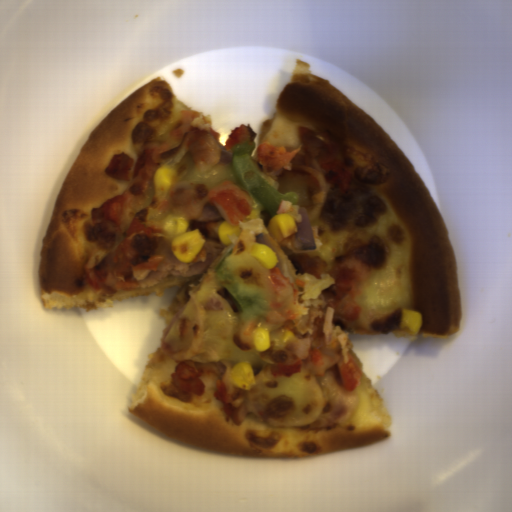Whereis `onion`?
<instances>
[{
  "label": "onion",
  "mask_w": 512,
  "mask_h": 512,
  "mask_svg": "<svg viewBox=\"0 0 512 512\" xmlns=\"http://www.w3.org/2000/svg\"><path fill=\"white\" fill-rule=\"evenodd\" d=\"M302 222L297 223L296 238L302 250L317 249L313 227L306 208L297 209Z\"/></svg>",
  "instance_id": "1"
},
{
  "label": "onion",
  "mask_w": 512,
  "mask_h": 512,
  "mask_svg": "<svg viewBox=\"0 0 512 512\" xmlns=\"http://www.w3.org/2000/svg\"><path fill=\"white\" fill-rule=\"evenodd\" d=\"M219 295L221 298L225 299L227 303L230 305V307L233 309L234 312H239V307L236 299L233 297L231 292L228 290V288L225 286L223 288H220Z\"/></svg>",
  "instance_id": "2"
},
{
  "label": "onion",
  "mask_w": 512,
  "mask_h": 512,
  "mask_svg": "<svg viewBox=\"0 0 512 512\" xmlns=\"http://www.w3.org/2000/svg\"><path fill=\"white\" fill-rule=\"evenodd\" d=\"M220 149V161L218 164H228L231 161L232 155L230 151L219 146Z\"/></svg>",
  "instance_id": "3"
}]
</instances>
